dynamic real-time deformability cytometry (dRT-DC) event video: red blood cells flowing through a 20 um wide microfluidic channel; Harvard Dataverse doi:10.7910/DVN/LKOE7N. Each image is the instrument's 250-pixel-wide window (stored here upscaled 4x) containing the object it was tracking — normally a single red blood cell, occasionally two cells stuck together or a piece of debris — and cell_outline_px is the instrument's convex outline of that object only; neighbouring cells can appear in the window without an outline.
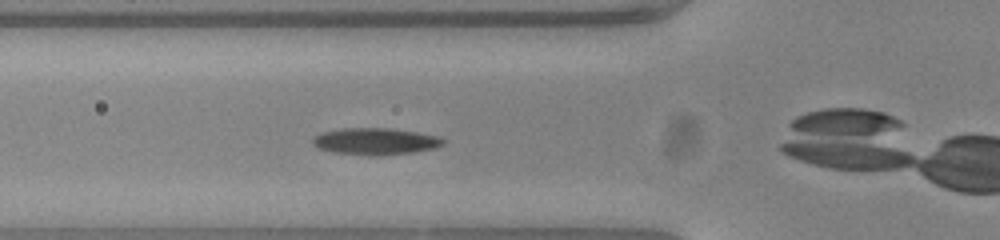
{"species": "common noctule bat (a hibernating species)", "species_latin": "Nyctalus noctula", "temperature_condition": "warm", "stored_images_in_passage": 31, "camera_frame_rate_fps": 3000, "um_per_image_px": 0.085, "animal": {"sex": "female", "body_mass_g": 23.0, "forearm_length_mm": 53.4}, "frame": {"image": 1, "passage_image": 5, "time_ms": 1.333, "image_size_px": [1000, 240], "cell_outline_px": [[444, 144], [436, 148], [412, 152], [380, 156], [368, 156], [332, 152], [320, 148], [312, 144], [312, 140], [320, 132], [340, 128], [392, 128], [440, 136], [444, 140]], "centroid_in_image_um": [31.91, 12.01], "position_along_channel_um": 93.9, "area_um2": 20.58}}
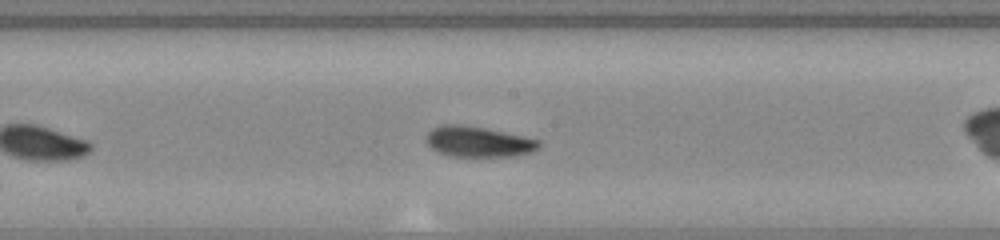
{"frame": {"image": 2, "passage_image": 14, "time_ms": 4.333, "image_size_px": [1000, 240], "cell_outline_px": [[540, 148], [532, 152], [516, 156], [448, 156], [436, 152], [428, 144], [428, 132], [432, 128], [444, 124], [456, 124], [484, 128], [524, 136], [540, 140]], "centroid_in_image_um": [40.69, 12.05], "position_along_channel_um": 207.5, "area_um2": 20.0}, "authors_computed_cell_mechanics": {"area_um2": 19.8832, "velocity_mm_per_s": 3.7881, "shape_relaxation_time_tau1_ms": 5.0638, "shape_relaxation_time_tau2_ms": 3.8083, "deformation_change_tau1": 0.1817, "deformation_change_tau2": 0.0952}}